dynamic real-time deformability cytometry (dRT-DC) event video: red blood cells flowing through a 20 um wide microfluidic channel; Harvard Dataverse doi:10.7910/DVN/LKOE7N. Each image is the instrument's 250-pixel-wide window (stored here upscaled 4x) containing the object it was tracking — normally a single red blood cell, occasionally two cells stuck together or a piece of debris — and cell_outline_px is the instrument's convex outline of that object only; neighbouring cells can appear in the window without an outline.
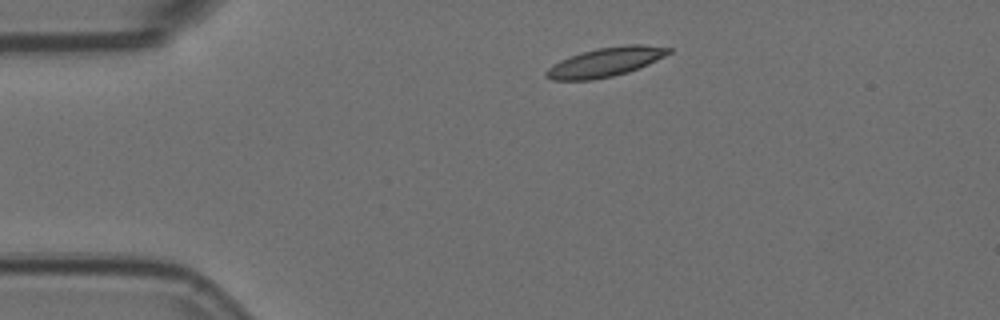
{"species": "Egyptian fruit bat (a non-hibernating species)", "species_latin": "Rousettus aegyptiacus", "temperature_condition": "room temperature", "stored_images_in_passage": 9, "camera_frame_rate_fps": 3000, "um_per_image_px": 0.085, "animal": {"sex": "female"}, "frame": {"image": 1, "passage_image": 1, "time_ms": 0.0, "image_size_px": [1000, 320], "cell_outline_px": [[672, 52], [648, 64], [628, 72], [612, 76], [592, 80], [552, 80], [544, 76], [544, 72], [552, 64], [560, 60], [580, 52], [600, 48], [624, 44], [640, 44], [672, 48]], "centroid_in_image_um": [51.43, 5.27], "position_along_channel_um": 33.6, "area_um2": 20.81}}
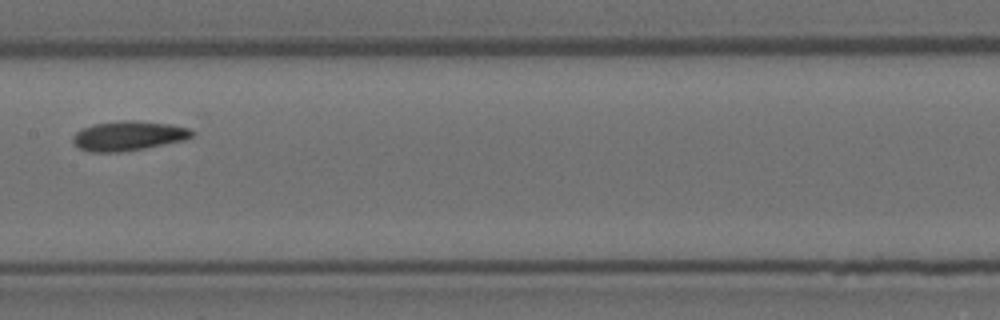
{"frame": {"image": 2, "passage_image": 6, "time_ms": 1.667, "image_size_px": [1000, 320], "cell_outline_px": [[196, 132], [192, 136], [184, 140], [144, 148], [120, 152], [88, 152], [72, 144], [72, 136], [80, 128], [92, 124], [120, 120], [136, 120], [168, 124], [188, 128]], "centroid_in_image_um": [10.85, 11.54], "position_along_channel_um": 196.5, "area_um2": 20.69}}
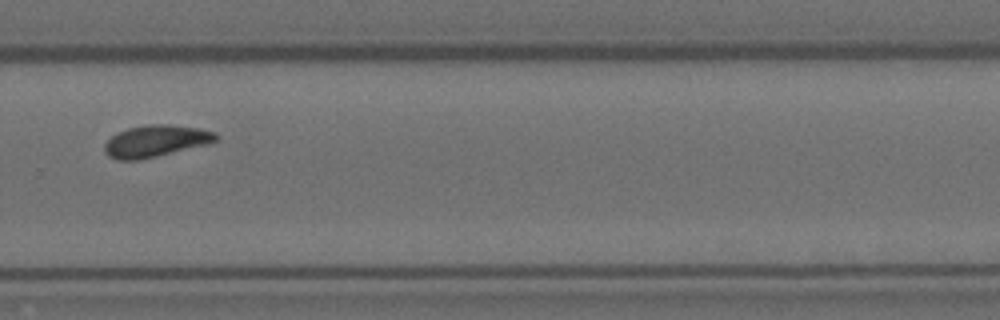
{"frame": {"image": 3, "passage_image": 9, "time_ms": 2.667, "image_size_px": [1000, 320], "cell_outline_px": [[220, 136], [216, 140], [208, 144], [140, 160], [116, 160], [108, 156], [104, 152], [104, 144], [116, 132], [128, 128], [148, 124], [168, 124], [200, 128], [216, 132]], "centroid_in_image_um": [13.23, 11.98], "position_along_channel_um": 316.6, "area_um2": 20.81}}